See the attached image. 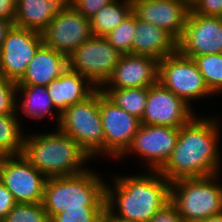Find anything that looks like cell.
Wrapping results in <instances>:
<instances>
[{"instance_id": "cell-1", "label": "cell", "mask_w": 222, "mask_h": 222, "mask_svg": "<svg viewBox=\"0 0 222 222\" xmlns=\"http://www.w3.org/2000/svg\"><path fill=\"white\" fill-rule=\"evenodd\" d=\"M209 116L194 117L179 128L176 146L159 172L170 183L183 178H198L221 173L218 148L221 125ZM219 122V123H218Z\"/></svg>"}, {"instance_id": "cell-2", "label": "cell", "mask_w": 222, "mask_h": 222, "mask_svg": "<svg viewBox=\"0 0 222 222\" xmlns=\"http://www.w3.org/2000/svg\"><path fill=\"white\" fill-rule=\"evenodd\" d=\"M114 177L113 187L106 183V210L119 220L149 222L170 201L171 183L159 171Z\"/></svg>"}, {"instance_id": "cell-3", "label": "cell", "mask_w": 222, "mask_h": 222, "mask_svg": "<svg viewBox=\"0 0 222 222\" xmlns=\"http://www.w3.org/2000/svg\"><path fill=\"white\" fill-rule=\"evenodd\" d=\"M57 131L24 138L22 155L46 178L84 172L91 157L70 136Z\"/></svg>"}, {"instance_id": "cell-4", "label": "cell", "mask_w": 222, "mask_h": 222, "mask_svg": "<svg viewBox=\"0 0 222 222\" xmlns=\"http://www.w3.org/2000/svg\"><path fill=\"white\" fill-rule=\"evenodd\" d=\"M42 205L50 220L65 209L106 206V181L88 168L73 176L47 178Z\"/></svg>"}, {"instance_id": "cell-5", "label": "cell", "mask_w": 222, "mask_h": 222, "mask_svg": "<svg viewBox=\"0 0 222 222\" xmlns=\"http://www.w3.org/2000/svg\"><path fill=\"white\" fill-rule=\"evenodd\" d=\"M218 176L183 178L171 182L170 202L184 222H199L222 213V185Z\"/></svg>"}, {"instance_id": "cell-6", "label": "cell", "mask_w": 222, "mask_h": 222, "mask_svg": "<svg viewBox=\"0 0 222 222\" xmlns=\"http://www.w3.org/2000/svg\"><path fill=\"white\" fill-rule=\"evenodd\" d=\"M99 98L100 88H97L85 100L69 106L61 113L57 127L77 142L91 159L101 154L104 156V132Z\"/></svg>"}, {"instance_id": "cell-7", "label": "cell", "mask_w": 222, "mask_h": 222, "mask_svg": "<svg viewBox=\"0 0 222 222\" xmlns=\"http://www.w3.org/2000/svg\"><path fill=\"white\" fill-rule=\"evenodd\" d=\"M121 56L106 37L92 35L68 56V68L101 88L112 75Z\"/></svg>"}, {"instance_id": "cell-8", "label": "cell", "mask_w": 222, "mask_h": 222, "mask_svg": "<svg viewBox=\"0 0 222 222\" xmlns=\"http://www.w3.org/2000/svg\"><path fill=\"white\" fill-rule=\"evenodd\" d=\"M158 82L190 106V102L194 100L213 95L194 59L182 55L179 51L159 61Z\"/></svg>"}, {"instance_id": "cell-9", "label": "cell", "mask_w": 222, "mask_h": 222, "mask_svg": "<svg viewBox=\"0 0 222 222\" xmlns=\"http://www.w3.org/2000/svg\"><path fill=\"white\" fill-rule=\"evenodd\" d=\"M47 178L22 154L0 157V181L16 203H40Z\"/></svg>"}, {"instance_id": "cell-10", "label": "cell", "mask_w": 222, "mask_h": 222, "mask_svg": "<svg viewBox=\"0 0 222 222\" xmlns=\"http://www.w3.org/2000/svg\"><path fill=\"white\" fill-rule=\"evenodd\" d=\"M99 111L104 132V156L118 159L129 148L141 126L140 119L116 105L101 89Z\"/></svg>"}, {"instance_id": "cell-11", "label": "cell", "mask_w": 222, "mask_h": 222, "mask_svg": "<svg viewBox=\"0 0 222 222\" xmlns=\"http://www.w3.org/2000/svg\"><path fill=\"white\" fill-rule=\"evenodd\" d=\"M42 45L41 33L13 25L0 48V76L17 83Z\"/></svg>"}, {"instance_id": "cell-12", "label": "cell", "mask_w": 222, "mask_h": 222, "mask_svg": "<svg viewBox=\"0 0 222 222\" xmlns=\"http://www.w3.org/2000/svg\"><path fill=\"white\" fill-rule=\"evenodd\" d=\"M178 136L179 128L141 124L129 148L119 159L134 152L143 158L142 161H147L145 165L149 166V171H159L173 153Z\"/></svg>"}, {"instance_id": "cell-13", "label": "cell", "mask_w": 222, "mask_h": 222, "mask_svg": "<svg viewBox=\"0 0 222 222\" xmlns=\"http://www.w3.org/2000/svg\"><path fill=\"white\" fill-rule=\"evenodd\" d=\"M178 51L193 59L222 53V19L197 14L190 9L183 35L178 41Z\"/></svg>"}, {"instance_id": "cell-14", "label": "cell", "mask_w": 222, "mask_h": 222, "mask_svg": "<svg viewBox=\"0 0 222 222\" xmlns=\"http://www.w3.org/2000/svg\"><path fill=\"white\" fill-rule=\"evenodd\" d=\"M43 45L67 57L91 36L90 19L72 5L56 15L41 32Z\"/></svg>"}, {"instance_id": "cell-15", "label": "cell", "mask_w": 222, "mask_h": 222, "mask_svg": "<svg viewBox=\"0 0 222 222\" xmlns=\"http://www.w3.org/2000/svg\"><path fill=\"white\" fill-rule=\"evenodd\" d=\"M193 108L159 82L148 87L143 125H164L181 128L195 116Z\"/></svg>"}, {"instance_id": "cell-16", "label": "cell", "mask_w": 222, "mask_h": 222, "mask_svg": "<svg viewBox=\"0 0 222 222\" xmlns=\"http://www.w3.org/2000/svg\"><path fill=\"white\" fill-rule=\"evenodd\" d=\"M133 13L140 20L164 29L177 41L183 35L190 2L187 0H131Z\"/></svg>"}, {"instance_id": "cell-17", "label": "cell", "mask_w": 222, "mask_h": 222, "mask_svg": "<svg viewBox=\"0 0 222 222\" xmlns=\"http://www.w3.org/2000/svg\"><path fill=\"white\" fill-rule=\"evenodd\" d=\"M159 60L154 57L122 54L112 75L100 89L150 87L158 83Z\"/></svg>"}, {"instance_id": "cell-18", "label": "cell", "mask_w": 222, "mask_h": 222, "mask_svg": "<svg viewBox=\"0 0 222 222\" xmlns=\"http://www.w3.org/2000/svg\"><path fill=\"white\" fill-rule=\"evenodd\" d=\"M177 51L178 41L171 34L136 16L132 54L150 56L160 61Z\"/></svg>"}, {"instance_id": "cell-19", "label": "cell", "mask_w": 222, "mask_h": 222, "mask_svg": "<svg viewBox=\"0 0 222 222\" xmlns=\"http://www.w3.org/2000/svg\"><path fill=\"white\" fill-rule=\"evenodd\" d=\"M68 68V57L52 48L42 45L27 66L17 86H47Z\"/></svg>"}, {"instance_id": "cell-20", "label": "cell", "mask_w": 222, "mask_h": 222, "mask_svg": "<svg viewBox=\"0 0 222 222\" xmlns=\"http://www.w3.org/2000/svg\"><path fill=\"white\" fill-rule=\"evenodd\" d=\"M46 87L54 107L60 113L69 106L85 100L97 89L86 77L69 68Z\"/></svg>"}, {"instance_id": "cell-21", "label": "cell", "mask_w": 222, "mask_h": 222, "mask_svg": "<svg viewBox=\"0 0 222 222\" xmlns=\"http://www.w3.org/2000/svg\"><path fill=\"white\" fill-rule=\"evenodd\" d=\"M72 0H16L14 25L41 33L51 20L71 6Z\"/></svg>"}, {"instance_id": "cell-22", "label": "cell", "mask_w": 222, "mask_h": 222, "mask_svg": "<svg viewBox=\"0 0 222 222\" xmlns=\"http://www.w3.org/2000/svg\"><path fill=\"white\" fill-rule=\"evenodd\" d=\"M21 93L22 95L20 96ZM17 97L16 109L21 110L23 115L31 119L41 120L45 117H53L57 119V126L60 120V112L54 107L50 94L48 93L47 87L43 85H27V86H17ZM23 97L22 99H20ZM20 99V103L18 102ZM19 107V108H18ZM55 109V115L52 112ZM55 116V117H54Z\"/></svg>"}, {"instance_id": "cell-23", "label": "cell", "mask_w": 222, "mask_h": 222, "mask_svg": "<svg viewBox=\"0 0 222 222\" xmlns=\"http://www.w3.org/2000/svg\"><path fill=\"white\" fill-rule=\"evenodd\" d=\"M132 12L131 0H112L90 18L92 35L105 37Z\"/></svg>"}, {"instance_id": "cell-24", "label": "cell", "mask_w": 222, "mask_h": 222, "mask_svg": "<svg viewBox=\"0 0 222 222\" xmlns=\"http://www.w3.org/2000/svg\"><path fill=\"white\" fill-rule=\"evenodd\" d=\"M17 116L0 115V157L23 153L25 135Z\"/></svg>"}, {"instance_id": "cell-25", "label": "cell", "mask_w": 222, "mask_h": 222, "mask_svg": "<svg viewBox=\"0 0 222 222\" xmlns=\"http://www.w3.org/2000/svg\"><path fill=\"white\" fill-rule=\"evenodd\" d=\"M101 91L124 111L139 119L145 111L148 87L101 89Z\"/></svg>"}, {"instance_id": "cell-26", "label": "cell", "mask_w": 222, "mask_h": 222, "mask_svg": "<svg viewBox=\"0 0 222 222\" xmlns=\"http://www.w3.org/2000/svg\"><path fill=\"white\" fill-rule=\"evenodd\" d=\"M194 61L210 92L213 95H220L222 93V53L197 56Z\"/></svg>"}, {"instance_id": "cell-27", "label": "cell", "mask_w": 222, "mask_h": 222, "mask_svg": "<svg viewBox=\"0 0 222 222\" xmlns=\"http://www.w3.org/2000/svg\"><path fill=\"white\" fill-rule=\"evenodd\" d=\"M136 30V15L132 12L116 29L105 37L121 54H132L133 38Z\"/></svg>"}, {"instance_id": "cell-28", "label": "cell", "mask_w": 222, "mask_h": 222, "mask_svg": "<svg viewBox=\"0 0 222 222\" xmlns=\"http://www.w3.org/2000/svg\"><path fill=\"white\" fill-rule=\"evenodd\" d=\"M0 222H50L40 203H17Z\"/></svg>"}, {"instance_id": "cell-29", "label": "cell", "mask_w": 222, "mask_h": 222, "mask_svg": "<svg viewBox=\"0 0 222 222\" xmlns=\"http://www.w3.org/2000/svg\"><path fill=\"white\" fill-rule=\"evenodd\" d=\"M106 206H83V208L65 209L55 215L50 222H101Z\"/></svg>"}, {"instance_id": "cell-30", "label": "cell", "mask_w": 222, "mask_h": 222, "mask_svg": "<svg viewBox=\"0 0 222 222\" xmlns=\"http://www.w3.org/2000/svg\"><path fill=\"white\" fill-rule=\"evenodd\" d=\"M17 83L0 76V115L17 114Z\"/></svg>"}, {"instance_id": "cell-31", "label": "cell", "mask_w": 222, "mask_h": 222, "mask_svg": "<svg viewBox=\"0 0 222 222\" xmlns=\"http://www.w3.org/2000/svg\"><path fill=\"white\" fill-rule=\"evenodd\" d=\"M190 9L205 16H220L222 14V0H192Z\"/></svg>"}, {"instance_id": "cell-32", "label": "cell", "mask_w": 222, "mask_h": 222, "mask_svg": "<svg viewBox=\"0 0 222 222\" xmlns=\"http://www.w3.org/2000/svg\"><path fill=\"white\" fill-rule=\"evenodd\" d=\"M112 0H72L71 5L82 15L91 18Z\"/></svg>"}, {"instance_id": "cell-33", "label": "cell", "mask_w": 222, "mask_h": 222, "mask_svg": "<svg viewBox=\"0 0 222 222\" xmlns=\"http://www.w3.org/2000/svg\"><path fill=\"white\" fill-rule=\"evenodd\" d=\"M149 222H184L177 212L176 207L169 201L167 202Z\"/></svg>"}, {"instance_id": "cell-34", "label": "cell", "mask_w": 222, "mask_h": 222, "mask_svg": "<svg viewBox=\"0 0 222 222\" xmlns=\"http://www.w3.org/2000/svg\"><path fill=\"white\" fill-rule=\"evenodd\" d=\"M16 204L12 193L0 181V221Z\"/></svg>"}, {"instance_id": "cell-35", "label": "cell", "mask_w": 222, "mask_h": 222, "mask_svg": "<svg viewBox=\"0 0 222 222\" xmlns=\"http://www.w3.org/2000/svg\"><path fill=\"white\" fill-rule=\"evenodd\" d=\"M16 17V0H0V18L14 23Z\"/></svg>"}, {"instance_id": "cell-36", "label": "cell", "mask_w": 222, "mask_h": 222, "mask_svg": "<svg viewBox=\"0 0 222 222\" xmlns=\"http://www.w3.org/2000/svg\"><path fill=\"white\" fill-rule=\"evenodd\" d=\"M13 25H14L13 22L4 18H0V48L3 45L7 33L9 32V30Z\"/></svg>"}, {"instance_id": "cell-37", "label": "cell", "mask_w": 222, "mask_h": 222, "mask_svg": "<svg viewBox=\"0 0 222 222\" xmlns=\"http://www.w3.org/2000/svg\"><path fill=\"white\" fill-rule=\"evenodd\" d=\"M101 222H127V221L119 220L118 218L110 214L109 211L105 210L102 213Z\"/></svg>"}, {"instance_id": "cell-38", "label": "cell", "mask_w": 222, "mask_h": 222, "mask_svg": "<svg viewBox=\"0 0 222 222\" xmlns=\"http://www.w3.org/2000/svg\"><path fill=\"white\" fill-rule=\"evenodd\" d=\"M199 222H222V213L208 217V218H206L202 221H199Z\"/></svg>"}]
</instances>
